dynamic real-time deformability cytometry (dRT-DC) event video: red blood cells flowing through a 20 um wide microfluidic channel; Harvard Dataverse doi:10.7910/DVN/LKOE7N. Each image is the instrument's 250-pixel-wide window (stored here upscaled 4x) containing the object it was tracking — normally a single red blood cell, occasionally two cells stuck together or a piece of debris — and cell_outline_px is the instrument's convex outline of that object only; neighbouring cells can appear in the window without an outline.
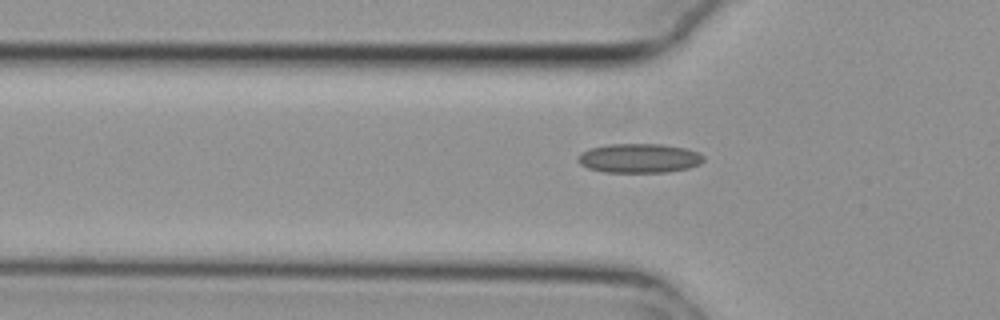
{"species": "common noctule bat (a hibernating species)", "species_latin": "Nyctalus noctula", "temperature_condition": "cold", "stored_images_in_passage": 41, "camera_frame_rate_fps": 3000, "um_per_image_px": 0.085, "animal": {"sex": "female", "body_mass_g": 29.2, "forearm_length_mm": 56.3}, "frame": {"image": 1, "passage_image": 9, "time_ms": 2.667, "image_size_px": [1000, 320], "cell_outline_px": [[704, 160], [700, 164], [688, 168], [668, 172], [604, 172], [588, 168], [580, 164], [576, 160], [576, 156], [580, 152], [588, 148], [608, 144], [660, 144], [684, 148], [700, 152], [704, 156]], "centroid_in_image_um": [54.3, 13.44], "position_along_channel_um": 71.5, "area_um2": 21.68}}
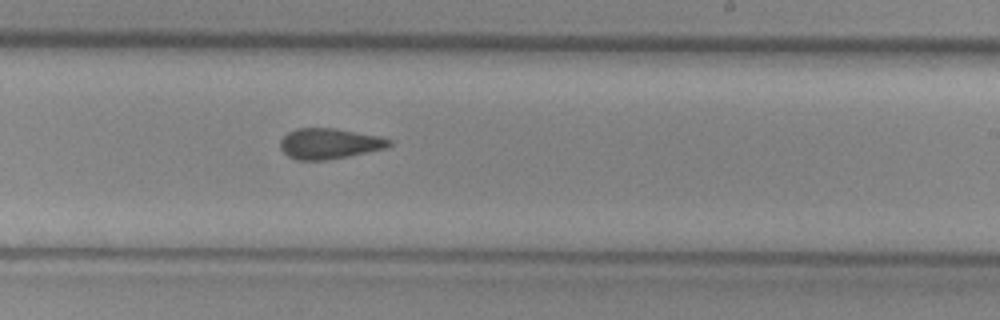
{"frame": {"image": 2, "passage_image": 24, "time_ms": 7.667, "image_size_px": [1000, 320], "cell_outline_px": [[392, 144], [388, 148], [328, 160], [296, 160], [288, 156], [280, 148], [280, 140], [288, 132], [296, 128], [336, 128], [380, 136], [392, 140]], "centroid_in_image_um": [28.01, 12.2], "position_along_channel_um": 261.0, "area_um2": 19.59}}
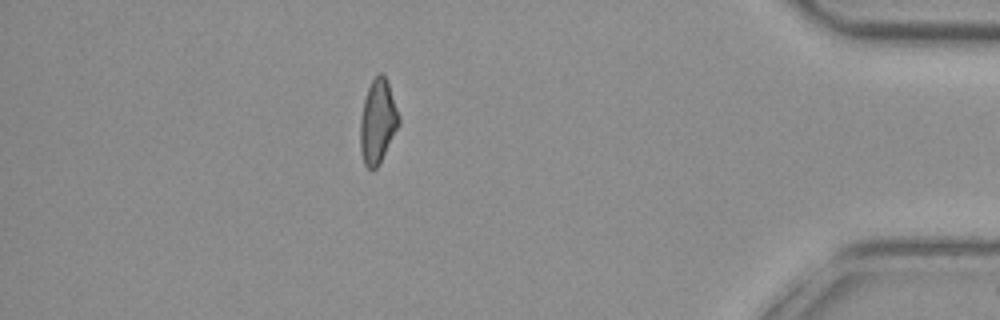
{"frame": {"image": 3, "passage_image": 39, "time_ms": 12.667, "image_size_px": [1000, 320], "cell_outline_px": [[400, 124], [380, 164], [372, 172], [364, 164], [360, 148], [360, 116], [364, 100], [368, 88], [372, 80], [380, 72], [384, 76], [388, 84], [400, 116]], "centroid_in_image_um": [32.1, 10.39], "position_along_channel_um": 403.1, "area_um2": 18.96}, "authors_computed_cell_mechanics": {"area_um2": 19.8832, "velocity_mm_per_s": 3.7852, "shape_relaxation_time_tau1_ms": null, "shape_relaxation_time_tau2_ms": 3.0406, "deformation_change_tau1": null, "deformation_change_tau2": 0.1191}}